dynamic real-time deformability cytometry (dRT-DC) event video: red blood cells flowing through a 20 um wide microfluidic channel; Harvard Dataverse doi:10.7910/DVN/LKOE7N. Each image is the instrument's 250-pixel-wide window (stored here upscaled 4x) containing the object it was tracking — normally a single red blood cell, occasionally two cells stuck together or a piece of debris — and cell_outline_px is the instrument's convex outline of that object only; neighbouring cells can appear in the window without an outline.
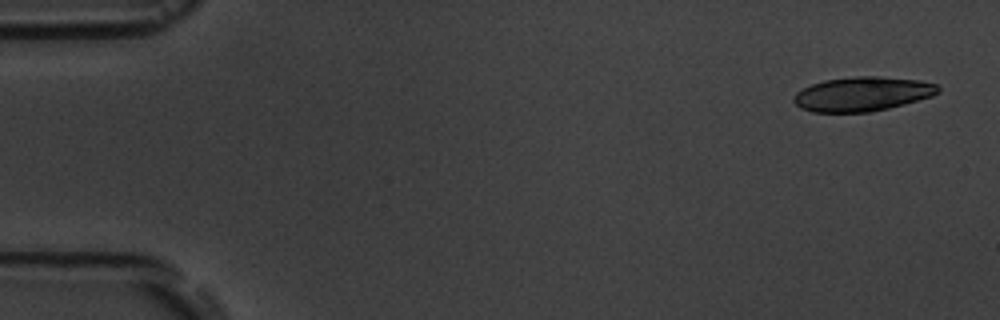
{"species": "common noctule bat (a hibernating species)", "species_latin": "Nyctalus noctula", "temperature_condition": "room temperature", "stored_images_in_passage": 5, "camera_frame_rate_fps": 3000, "um_per_image_px": 0.085, "animal": {"sex": "male", "body_mass_g": 19.5, "forearm_length_mm": 54.6}, "frame": {"image": 1, "passage_image": 1, "time_ms": 0.0, "image_size_px": [1000, 320], "cell_outline_px": [[940, 92], [932, 96], [904, 104], [888, 108], [868, 112], [812, 112], [800, 108], [792, 100], [792, 96], [796, 92], [812, 84], [824, 80], [856, 76], [876, 76], [920, 80], [936, 84], [940, 88]], "centroid_in_image_um": [73.29, 7.99], "position_along_channel_um": 11.7, "area_um2": 28.9}}